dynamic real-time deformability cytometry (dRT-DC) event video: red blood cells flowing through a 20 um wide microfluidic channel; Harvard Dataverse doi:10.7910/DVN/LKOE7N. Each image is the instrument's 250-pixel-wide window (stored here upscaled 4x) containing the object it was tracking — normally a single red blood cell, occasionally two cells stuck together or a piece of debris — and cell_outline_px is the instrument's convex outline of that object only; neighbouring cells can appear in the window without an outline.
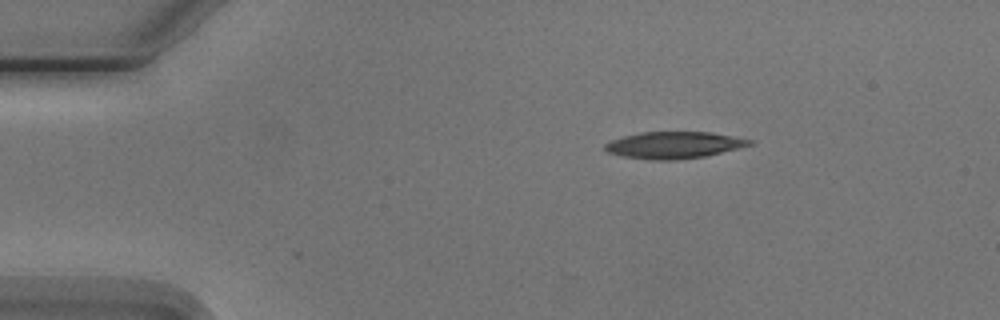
{"species": "Egyptian fruit bat (a non-hibernating species)", "species_latin": "Rousettus aegyptiacus", "temperature_condition": "cold", "stored_images_in_passage": 4, "segment_of_instrument_passage": [1, 2], "camera_frame_rate_fps": 3000, "um_per_image_px": 0.085, "animal": {"sex": "male"}, "frame": {"image": 1, "passage_image": 1, "time_ms": 0.0, "image_size_px": [1000, 320], "cell_outline_px": [[756, 140], [752, 144], [704, 156], [676, 160], [652, 160], [620, 156], [608, 152], [604, 148], [604, 144], [612, 140], [624, 136], [640, 132], [712, 132]], "centroid_in_image_um": [57.27, 12.32], "position_along_channel_um": 27.7, "area_um2": 22.48}}